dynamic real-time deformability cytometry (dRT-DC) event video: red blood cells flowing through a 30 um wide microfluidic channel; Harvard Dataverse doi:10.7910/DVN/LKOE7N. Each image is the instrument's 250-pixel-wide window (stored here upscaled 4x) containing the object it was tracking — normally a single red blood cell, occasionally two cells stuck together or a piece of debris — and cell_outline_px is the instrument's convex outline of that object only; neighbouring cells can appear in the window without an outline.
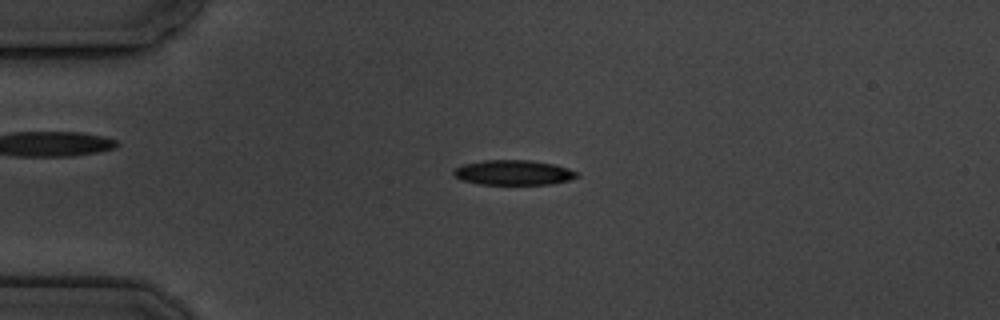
{"species": "common noctule bat (a hibernating species)", "species_latin": "Nyctalus noctula", "temperature_condition": "cold", "stored_images_in_passage": 4, "camera_frame_rate_fps": 3000, "um_per_image_px": 0.085, "animal": {"sex": "male", "body_mass_g": 19.5, "forearm_length_mm": 54.6}, "frame": {"image": 1, "passage_image": 3, "time_ms": 2.333, "image_size_px": [1000, 320], "cell_outline_px": [[580, 176], [568, 180], [552, 184], [480, 184], [464, 180], [456, 176], [452, 172], [456, 168], [464, 164], [484, 160], [532, 160], [556, 164], [568, 168], [576, 172]], "centroid_in_image_um": [43.69, 14.66], "position_along_channel_um": 41.3, "area_um2": 17.8}}